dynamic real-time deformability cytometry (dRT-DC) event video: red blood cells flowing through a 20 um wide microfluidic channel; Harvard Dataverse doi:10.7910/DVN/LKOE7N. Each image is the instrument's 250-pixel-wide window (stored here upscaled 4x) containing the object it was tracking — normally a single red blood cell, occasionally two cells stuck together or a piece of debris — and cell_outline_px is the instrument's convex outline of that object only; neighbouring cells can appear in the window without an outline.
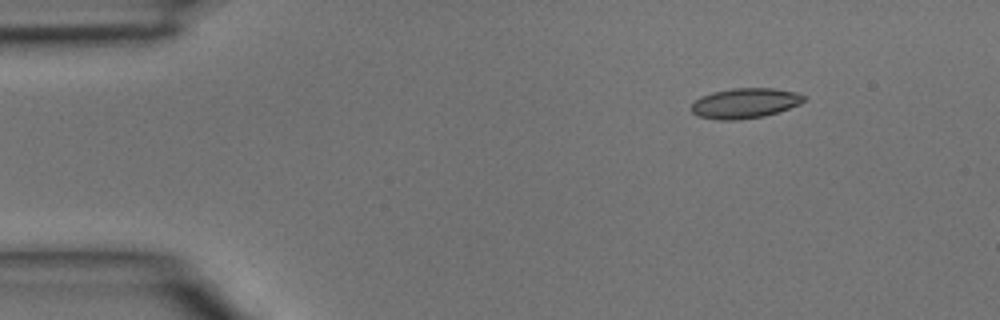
{"species": "common noctule bat (a hibernating species)", "species_latin": "Nyctalus noctula", "temperature_condition": "room temperature", "stored_images_in_passage": 3, "camera_frame_rate_fps": 3000, "um_per_image_px": 0.085, "animal": {"sex": "male", "body_mass_g": 15.6}, "frame": {"image": 1, "passage_image": 1, "time_ms": 0.0, "image_size_px": [1000, 320], "cell_outline_px": [[804, 100], [800, 104], [764, 116], [736, 120], [720, 120], [696, 116], [688, 108], [700, 96], [712, 92], [732, 88], [772, 88], [796, 92], [804, 96]], "centroid_in_image_um": [63.25, 8.77], "position_along_channel_um": 21.7, "area_um2": 19.77}}